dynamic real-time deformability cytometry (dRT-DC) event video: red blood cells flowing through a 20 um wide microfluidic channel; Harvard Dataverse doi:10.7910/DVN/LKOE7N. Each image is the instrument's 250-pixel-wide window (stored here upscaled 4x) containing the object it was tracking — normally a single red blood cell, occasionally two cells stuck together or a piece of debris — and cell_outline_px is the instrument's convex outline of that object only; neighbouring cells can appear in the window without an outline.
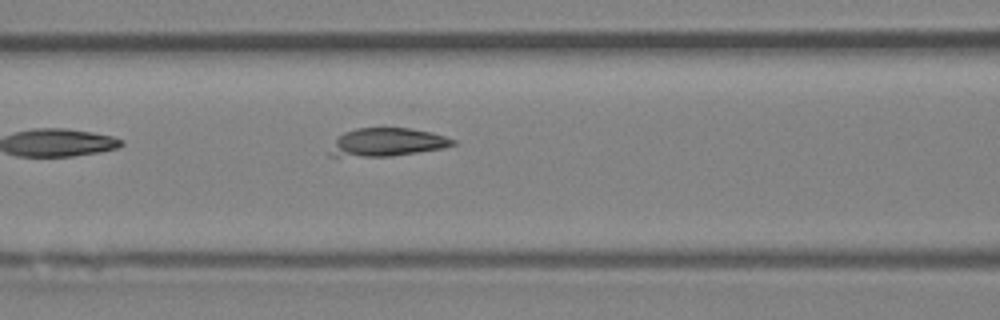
{"species": "Egyptian fruit bat (a non-hibernating species)", "species_latin": "Rousettus aegyptiacus", "temperature_condition": "room temperature", "stored_images_in_passage": 31, "camera_frame_rate_fps": 3000, "um_per_image_px": 0.085, "animal": {"sex": "female"}, "frame": {"image": 1, "passage_image": 5, "time_ms": 1.333, "image_size_px": [1000, 320], "cell_outline_px": [[456, 144], [444, 148], [392, 156], [328, 156], [328, 152], [336, 140], [344, 132], [356, 128], [408, 128], [432, 132], [456, 140]], "centroid_in_image_um": [32.92, 12.09], "position_along_channel_um": 133.7, "area_um2": 20.11}}
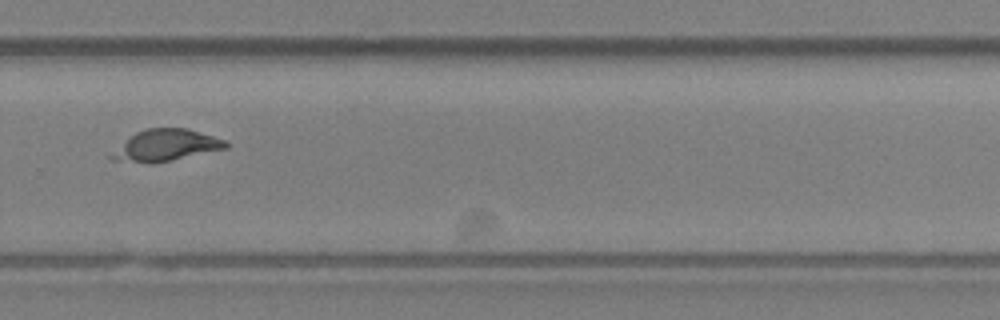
{"frame": {"image": 2, "passage_image": 18, "time_ms": 5.667, "image_size_px": [1000, 320], "cell_outline_px": [[228, 148], [152, 164], [148, 164], [112, 160], [108, 156], [136, 132], [148, 128], [188, 128], [224, 140], [228, 144]], "centroid_in_image_um": [14.09, 12.37], "position_along_channel_um": 315.7, "area_um2": 20.75}}